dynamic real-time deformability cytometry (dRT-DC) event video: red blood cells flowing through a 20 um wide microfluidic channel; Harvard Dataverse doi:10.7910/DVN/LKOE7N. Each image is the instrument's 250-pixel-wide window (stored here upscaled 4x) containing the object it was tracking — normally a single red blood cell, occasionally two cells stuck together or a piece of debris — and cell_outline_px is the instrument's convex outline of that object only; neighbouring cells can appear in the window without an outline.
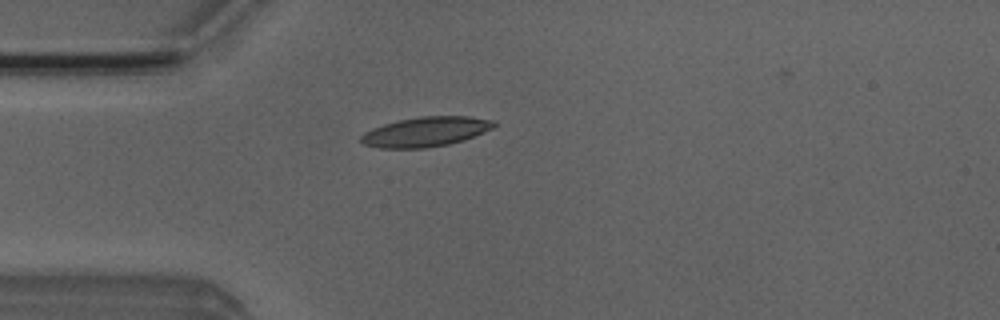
{"species": "Egyptian fruit bat (a non-hibernating species)", "species_latin": "Rousettus aegyptiacus", "temperature_condition": "room temperature", "stored_images_in_passage": 5, "camera_frame_rate_fps": 3000, "um_per_image_px": 0.085, "animal": {"sex": "male"}, "frame": {"image": 1, "passage_image": 4, "time_ms": 3.667, "image_size_px": [1000, 320], "cell_outline_px": [[496, 124], [492, 128], [484, 132], [464, 140], [448, 144], [424, 148], [380, 148], [364, 144], [360, 140], [360, 136], [364, 132], [372, 128], [384, 124], [400, 120], [420, 116], [468, 116], [496, 120]], "centroid_in_image_um": [36.19, 11.19], "position_along_channel_um": 48.8, "area_um2": 23.0}}